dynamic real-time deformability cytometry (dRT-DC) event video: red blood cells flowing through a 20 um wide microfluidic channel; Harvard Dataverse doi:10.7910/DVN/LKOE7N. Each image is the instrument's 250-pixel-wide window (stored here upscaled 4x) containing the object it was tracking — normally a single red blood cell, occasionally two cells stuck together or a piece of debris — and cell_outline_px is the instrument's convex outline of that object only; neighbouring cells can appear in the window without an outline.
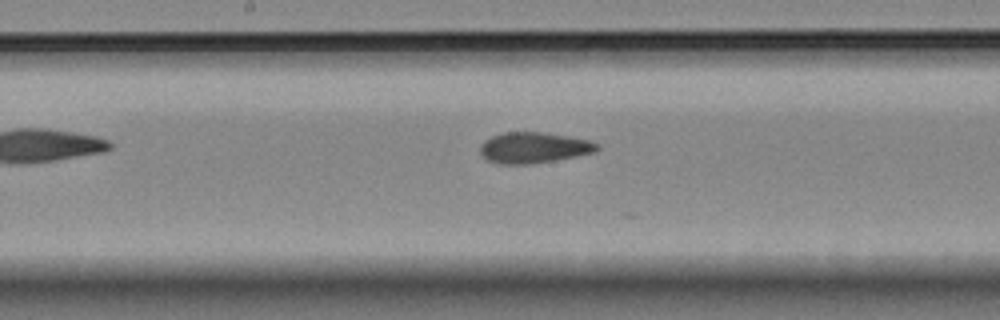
{"species": "Egyptian fruit bat (a non-hibernating species)", "species_latin": "Rousettus aegyptiacus", "temperature_condition": "room temperature", "stored_images_in_passage": 11, "segment_of_instrument_passage": [2, 2], "camera_frame_rate_fps": 3000, "um_per_image_px": 0.085, "animal": {"sex": "female"}, "frame": {"image": 1, "passage_image": 11, "time_ms": 12.333, "image_size_px": [1000, 320], "cell_outline_px": [[600, 148], [592, 152], [576, 156], [556, 160], [532, 164], [500, 164], [488, 160], [480, 152], [480, 144], [484, 140], [500, 132], [540, 132], [568, 136], [588, 140], [596, 144]], "centroid_in_image_um": [45.32, 12.55], "position_along_channel_um": 202.9, "area_um2": 20.92}}